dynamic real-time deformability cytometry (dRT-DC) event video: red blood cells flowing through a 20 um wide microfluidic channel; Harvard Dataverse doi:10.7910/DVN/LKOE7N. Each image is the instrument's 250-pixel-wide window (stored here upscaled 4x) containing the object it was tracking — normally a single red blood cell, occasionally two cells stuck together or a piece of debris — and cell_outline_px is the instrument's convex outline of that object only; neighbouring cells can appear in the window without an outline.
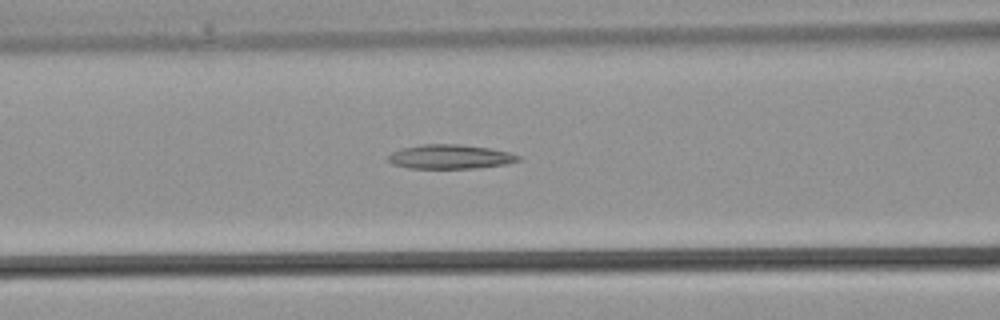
{"species": "common noctule bat (a hibernating species)", "species_latin": "Nyctalus noctula", "temperature_condition": "warm", "stored_images_in_passage": 36, "camera_frame_rate_fps": 3000, "um_per_image_px": 0.085, "animal": {"sex": "male", "body_mass_g": 21.5, "forearm_length_mm": 52.0}, "frame": {"image": 1, "passage_image": 14, "time_ms": 4.333, "image_size_px": [1000, 320], "cell_outline_px": [[524, 160], [508, 164], [476, 168], [408, 168], [392, 164], [388, 160], [388, 156], [392, 152], [400, 148], [420, 144], [460, 144], [492, 148], [512, 152], [520, 156]], "centroid_in_image_um": [38.33, 13.31], "position_along_channel_um": 128.3, "area_um2": 18.79}}
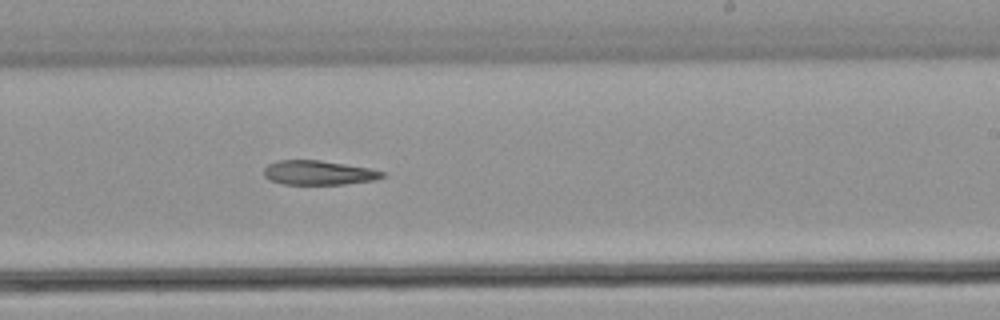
{"frame": {"image": 2, "passage_image": 21, "time_ms": 6.667, "image_size_px": [1000, 320], "cell_outline_px": [[384, 176], [376, 180], [344, 184], [284, 184], [272, 180], [264, 176], [264, 168], [268, 164], [280, 160], [320, 160], [372, 168], [384, 172]], "centroid_in_image_um": [27.11, 14.67], "position_along_channel_um": 261.9, "area_um2": 16.76}}
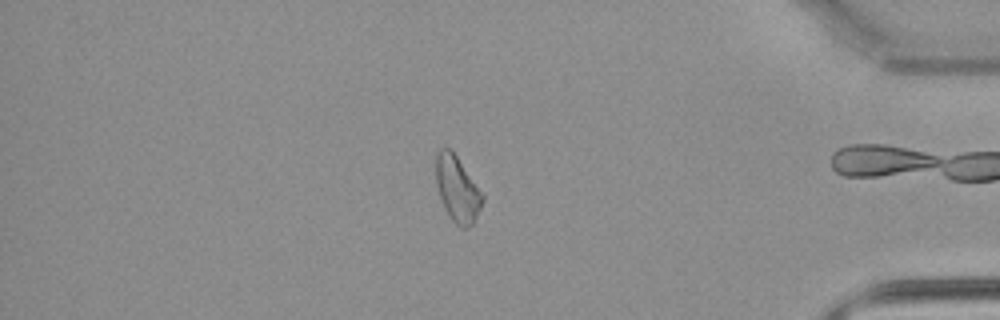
{"frame": {"image": 3, "passage_image": 30, "time_ms": 9.667, "image_size_px": [1000, 320], "cell_outline_px": [[484, 200], [472, 224], [468, 228], [460, 228], [448, 216], [440, 200], [436, 184], [436, 152], [440, 148], [452, 148], [484, 196]], "centroid_in_image_um": [38.84, 16.05], "position_along_channel_um": 396.4, "area_um2": 17.98}}